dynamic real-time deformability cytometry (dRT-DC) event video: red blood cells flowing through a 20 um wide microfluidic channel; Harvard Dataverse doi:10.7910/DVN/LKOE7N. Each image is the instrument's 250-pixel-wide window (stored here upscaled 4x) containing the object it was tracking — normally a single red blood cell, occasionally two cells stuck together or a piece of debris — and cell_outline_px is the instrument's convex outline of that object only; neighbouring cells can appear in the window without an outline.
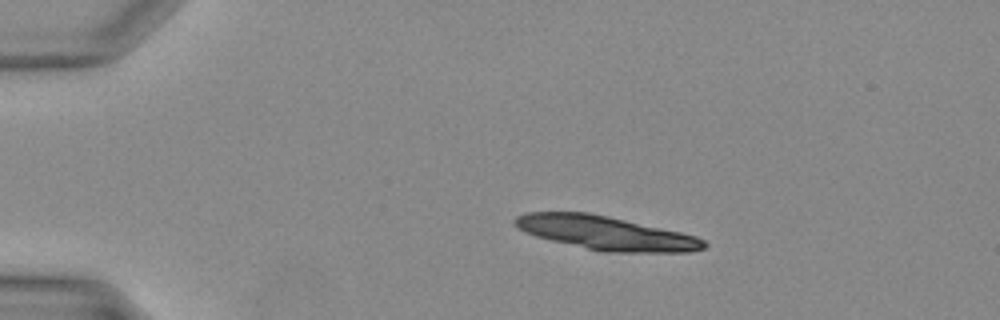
{"species": "Egyptian fruit bat (a non-hibernating species)", "species_latin": "Rousettus aegyptiacus", "temperature_condition": "warm", "stored_images_in_passage": 13, "segment_of_instrument_passage": [1, 2], "camera_frame_rate_fps": 3000, "um_per_image_px": 0.085, "animal": {"sex": "female"}, "frame": {"image": 1, "passage_image": 1, "time_ms": 0.0, "image_size_px": [1000, 320], "cell_outline_px": [[708, 244], [704, 248], [688, 252], [600, 252], [536, 236], [524, 232], [512, 224], [512, 220], [516, 216], [528, 212], [588, 212], [608, 216], [680, 232], [696, 236], [704, 240]], "centroid_in_image_um": [51.46, 19.8], "position_along_channel_um": 33.5, "area_um2": 37.11}}